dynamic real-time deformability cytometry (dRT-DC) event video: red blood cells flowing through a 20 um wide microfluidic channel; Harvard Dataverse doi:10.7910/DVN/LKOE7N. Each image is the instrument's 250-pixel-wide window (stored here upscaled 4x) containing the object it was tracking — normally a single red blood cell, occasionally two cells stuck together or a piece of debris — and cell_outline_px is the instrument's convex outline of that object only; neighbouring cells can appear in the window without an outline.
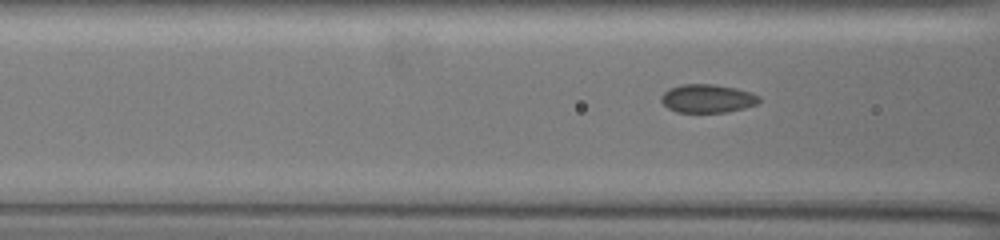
{"species": "common noctule bat (a hibernating species)", "species_latin": "Nyctalus noctula", "temperature_condition": "warm", "stored_images_in_passage": 29, "camera_frame_rate_fps": 3000, "um_per_image_px": 0.085, "animal": {"sex": "female", "body_mass_g": 19.5, "forearm_length_mm": 54.1}, "frame": {"image": 1, "passage_image": 26, "time_ms": 8.333, "image_size_px": [1000, 240], "cell_outline_px": [[760, 100], [756, 104], [744, 108], [728, 112], [676, 112], [668, 108], [660, 100], [664, 92], [672, 88], [684, 84], [712, 84], [736, 88], [760, 96]], "centroid_in_image_um": [60.14, 8.38], "position_along_channel_um": 106.5, "area_um2": 16.01}}